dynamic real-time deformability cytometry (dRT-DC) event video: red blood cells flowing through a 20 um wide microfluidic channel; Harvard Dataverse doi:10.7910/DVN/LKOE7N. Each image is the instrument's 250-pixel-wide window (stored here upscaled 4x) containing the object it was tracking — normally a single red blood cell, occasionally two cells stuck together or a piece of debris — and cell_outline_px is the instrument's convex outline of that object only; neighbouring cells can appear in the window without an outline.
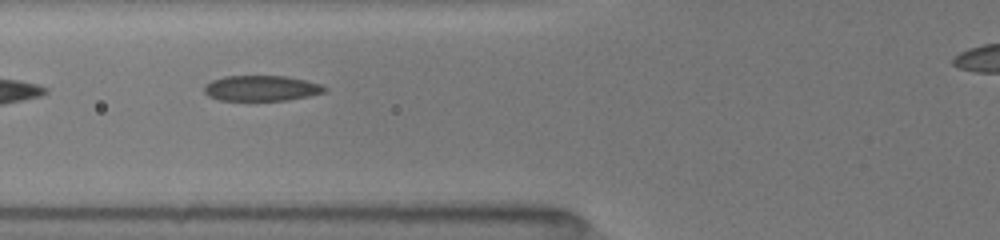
{"species": "common noctule bat (a hibernating species)", "species_latin": "Nyctalus noctula", "temperature_condition": "room temperature", "stored_images_in_passage": 20, "camera_frame_rate_fps": 3000, "um_per_image_px": 0.085, "animal": {"sex": "female", "body_mass_g": 19.5, "forearm_length_mm": 54.1}, "frame": {"image": 1, "passage_image": 9, "time_ms": 5.0, "image_size_px": [1000, 240], "cell_outline_px": [[328, 88], [324, 92], [308, 96], [288, 100], [220, 100], [208, 96], [204, 92], [204, 84], [212, 80], [224, 76], [288, 76], [320, 84]], "centroid_in_image_um": [22.19, 7.49], "position_along_channel_um": 103.6, "area_um2": 17.86}}
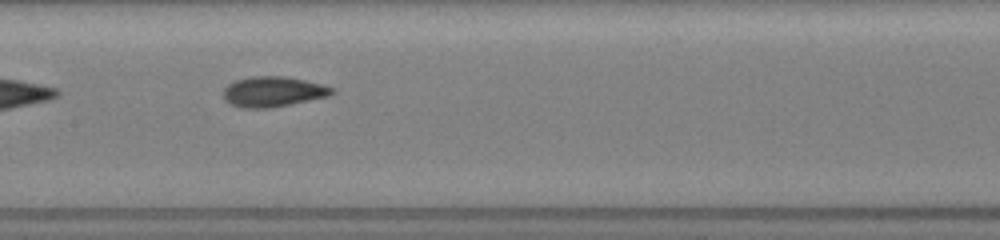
{"frame": {"image": 2, "passage_image": 12, "time_ms": 7.0, "image_size_px": [1000, 240], "cell_outline_px": [[336, 92], [328, 96], [268, 108], [240, 108], [224, 100], [224, 88], [228, 84], [236, 80], [252, 76], [288, 76], [324, 84], [336, 88]], "centroid_in_image_um": [23.24, 7.77], "position_along_channel_um": 184.2, "area_um2": 19.25}}